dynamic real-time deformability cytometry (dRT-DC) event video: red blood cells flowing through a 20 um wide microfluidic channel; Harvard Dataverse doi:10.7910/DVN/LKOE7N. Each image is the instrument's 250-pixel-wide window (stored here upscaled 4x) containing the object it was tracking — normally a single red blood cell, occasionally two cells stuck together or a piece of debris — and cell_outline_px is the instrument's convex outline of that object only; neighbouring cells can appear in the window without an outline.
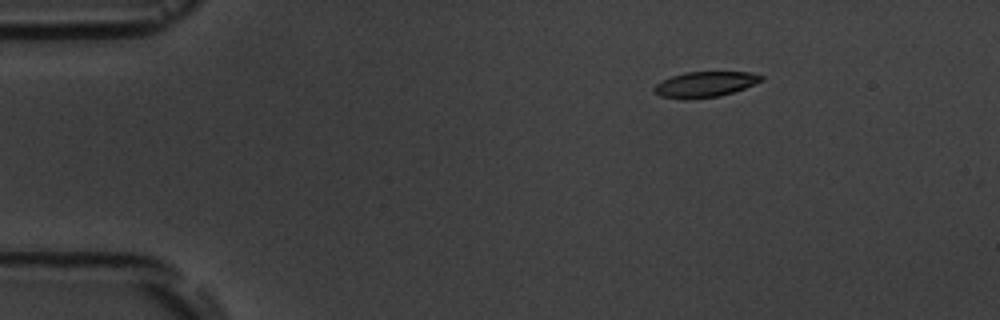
{"species": "common noctule bat (a hibernating species)", "species_latin": "Nyctalus noctula", "temperature_condition": "room temperature", "stored_images_in_passage": 3, "camera_frame_rate_fps": 3000, "um_per_image_px": 0.085, "animal": {"sex": "male", "body_mass_g": 19.5, "forearm_length_mm": 54.6}, "frame": {"image": 1, "passage_image": 1, "time_ms": 0.0, "image_size_px": [1000, 320], "cell_outline_px": [[764, 80], [744, 88], [720, 96], [660, 96], [652, 92], [652, 88], [656, 84], [672, 76], [684, 72], [752, 72], [764, 76]], "centroid_in_image_um": [59.99, 7.11], "position_along_channel_um": 25.0, "area_um2": 15.2}}